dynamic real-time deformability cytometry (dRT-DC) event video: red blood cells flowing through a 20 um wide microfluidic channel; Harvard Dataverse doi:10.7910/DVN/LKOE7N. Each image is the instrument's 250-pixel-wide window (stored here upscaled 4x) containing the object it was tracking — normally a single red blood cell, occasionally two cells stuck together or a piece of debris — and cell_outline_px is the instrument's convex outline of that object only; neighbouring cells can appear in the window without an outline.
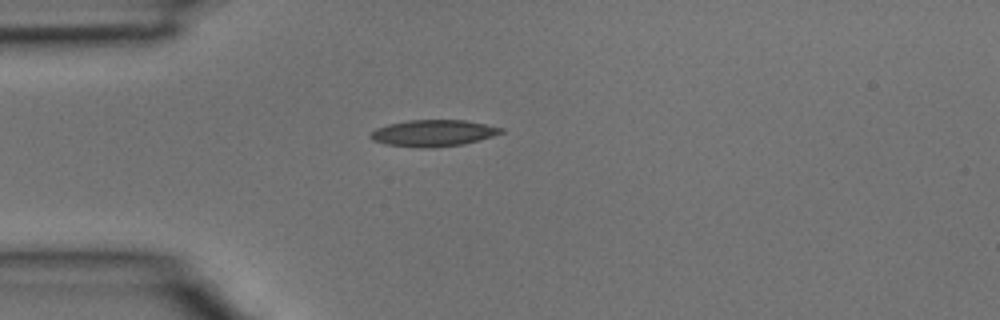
{"species": "common noctule bat (a hibernating species)", "species_latin": "Nyctalus noctula", "temperature_condition": "room temperature", "stored_images_in_passage": 1, "camera_frame_rate_fps": 3000, "um_per_image_px": 0.085, "animal": {"sex": "male", "body_mass_g": 15.6}, "frame": {"image": 1, "passage_image": 1, "time_ms": 0.0, "image_size_px": [1000, 320], "cell_outline_px": [[504, 132], [492, 136], [464, 144], [432, 148], [420, 148], [384, 144], [372, 140], [368, 136], [376, 128], [388, 124], [408, 120], [464, 120], [504, 128]], "centroid_in_image_um": [36.8, 11.32], "position_along_channel_um": 48.2, "area_um2": 20.23}}